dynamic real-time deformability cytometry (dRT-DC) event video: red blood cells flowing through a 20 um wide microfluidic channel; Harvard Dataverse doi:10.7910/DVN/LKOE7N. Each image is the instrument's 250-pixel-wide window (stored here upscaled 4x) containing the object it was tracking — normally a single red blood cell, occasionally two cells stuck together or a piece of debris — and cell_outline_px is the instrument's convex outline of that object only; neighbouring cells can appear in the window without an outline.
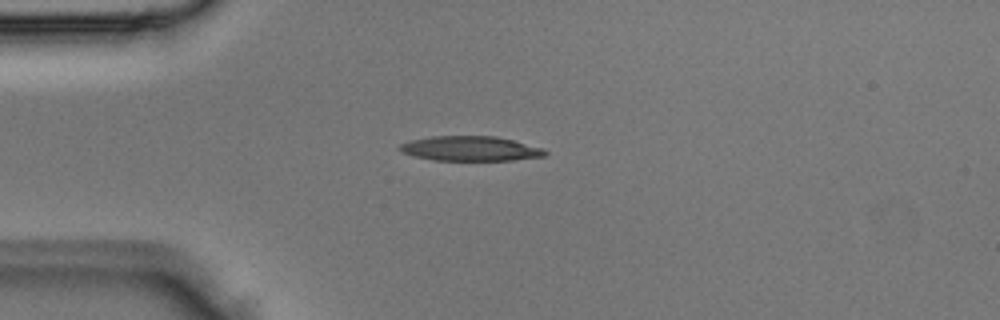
{"species": "Egyptian fruit bat (a non-hibernating species)", "species_latin": "Rousettus aegyptiacus", "temperature_condition": "room temperature", "stored_images_in_passage": 1, "camera_frame_rate_fps": 3000, "um_per_image_px": 0.085, "animal": {"sex": "male"}, "frame": {"image": 1, "passage_image": 1, "time_ms": 0.0, "image_size_px": [1000, 320], "cell_outline_px": [[548, 152], [544, 156], [512, 160], [432, 160], [412, 156], [400, 152], [396, 148], [400, 144], [412, 140], [432, 136], [496, 136], [544, 148]], "centroid_in_image_um": [39.94, 12.63], "position_along_channel_um": 45.1, "area_um2": 21.04}}